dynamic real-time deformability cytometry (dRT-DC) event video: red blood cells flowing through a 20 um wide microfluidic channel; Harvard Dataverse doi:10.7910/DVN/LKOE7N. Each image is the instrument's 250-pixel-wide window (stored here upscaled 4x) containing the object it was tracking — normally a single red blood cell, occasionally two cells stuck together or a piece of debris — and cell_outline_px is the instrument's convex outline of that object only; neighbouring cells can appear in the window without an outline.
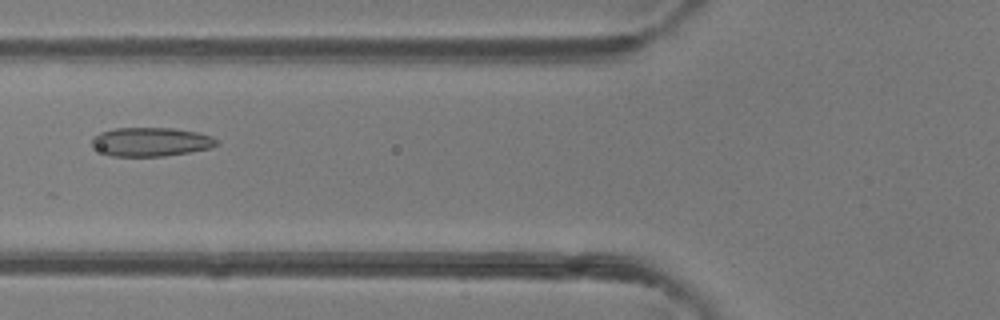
{"species": "common noctule bat (a hibernating species)", "species_latin": "Nyctalus noctula", "temperature_condition": "room temperature", "stored_images_in_passage": 37, "camera_frame_rate_fps": 3000, "um_per_image_px": 0.085, "animal": {"sex": "female"}, "frame": {"image": 1, "passage_image": 8, "time_ms": 2.333, "image_size_px": [1000, 320], "cell_outline_px": [[220, 144], [212, 148], [164, 156], [112, 156], [92, 148], [92, 136], [100, 132], [116, 128], [172, 128], [196, 132], [212, 136], [220, 140]], "centroid_in_image_um": [12.84, 12.06], "position_along_channel_um": 113.0, "area_um2": 21.15}}
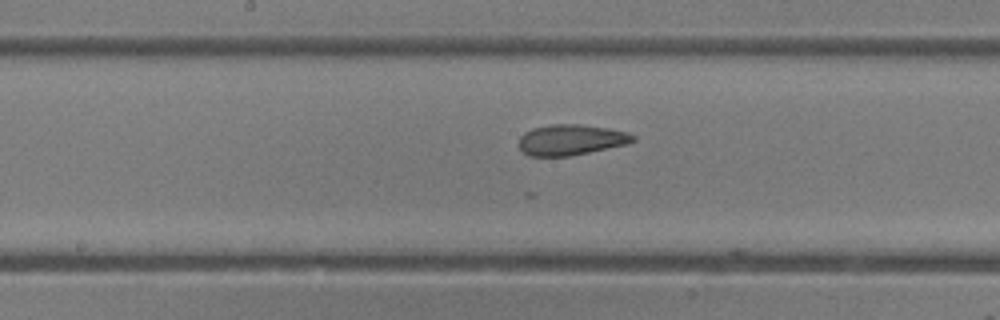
{"frame": {"image": 2, "passage_image": 14, "time_ms": 4.333, "image_size_px": [1000, 320], "cell_outline_px": [[636, 140], [628, 144], [568, 156], [528, 156], [520, 148], [520, 136], [524, 132], [532, 128], [552, 124], [576, 124], [608, 128], [628, 132], [636, 136]], "centroid_in_image_um": [48.55, 11.88], "position_along_channel_um": 199.7, "area_um2": 20.35}}
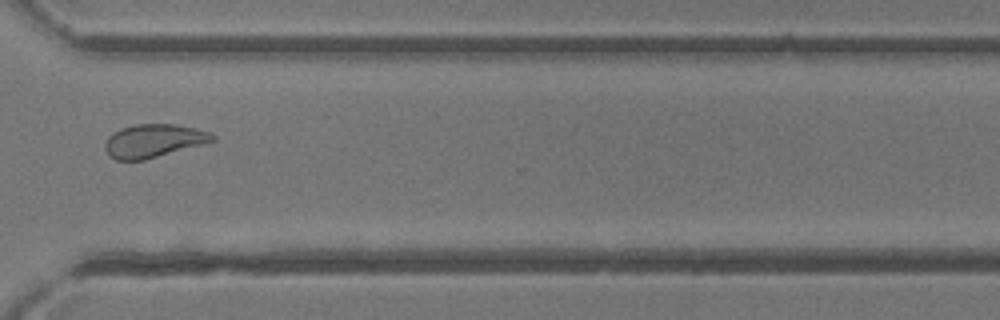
{"frame": {"image": 3, "passage_image": 25, "time_ms": 8.0, "image_size_px": [1000, 320], "cell_outline_px": [[216, 140], [144, 160], [116, 160], [104, 148], [104, 144], [108, 136], [112, 132], [120, 128], [132, 124], [176, 124], [196, 128], [208, 132], [216, 136]], "centroid_in_image_um": [13.03, 11.95], "position_along_channel_um": 357.6, "area_um2": 20.75}, "authors_computed_cell_mechanics": {"area_um2": 20.7502, "velocity_mm_per_s": 4.3192, "shape_relaxation_time_tau1_ms": 9.2157, "shape_relaxation_time_tau2_ms": 1.4731, "deformation_change_tau1": 0.1784, "deformation_change_tau2": 0.0737}}